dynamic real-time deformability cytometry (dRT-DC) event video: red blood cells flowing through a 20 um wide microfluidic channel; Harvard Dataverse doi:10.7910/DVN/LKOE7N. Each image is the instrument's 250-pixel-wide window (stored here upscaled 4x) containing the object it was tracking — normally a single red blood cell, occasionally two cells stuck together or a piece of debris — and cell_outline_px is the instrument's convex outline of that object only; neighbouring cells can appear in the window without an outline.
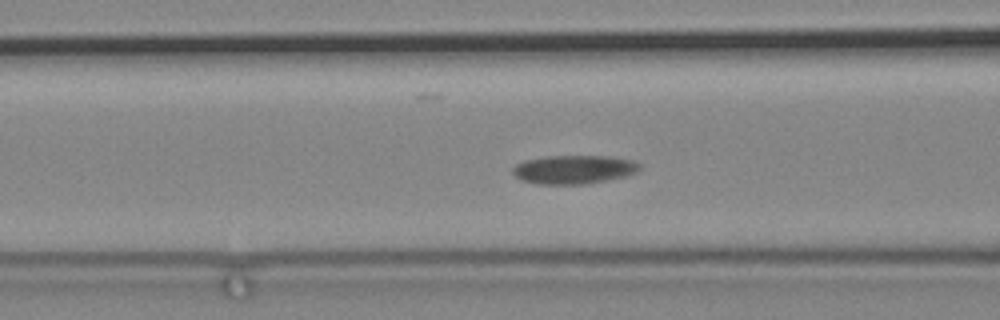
{"species": "common noctule bat (a hibernating species)", "species_latin": "Nyctalus noctula", "temperature_condition": "cold", "stored_images_in_passage": 50, "camera_frame_rate_fps": 3000, "um_per_image_px": 0.085, "animal": {"sex": "male", "body_mass_g": 19.2, "forearm_length_mm": 51.8}, "frame": {"image": 1, "passage_image": 7, "time_ms": 2.0, "image_size_px": [1000, 320], "cell_outline_px": [[640, 168], [636, 172], [624, 176], [608, 180], [584, 184], [536, 184], [520, 180], [512, 172], [512, 168], [516, 164], [524, 160], [544, 156], [608, 156], [632, 160], [640, 164]], "centroid_in_image_um": [48.74, 14.4], "position_along_channel_um": 117.9, "area_um2": 21.27}}
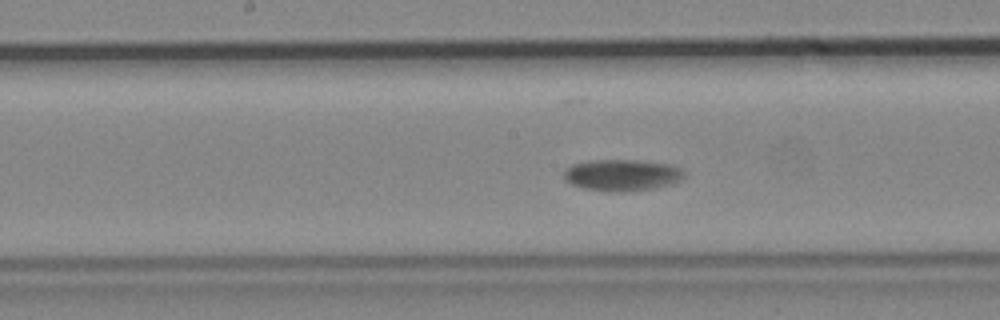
{"frame": {"image": 2, "passage_image": 15, "time_ms": 4.667, "image_size_px": [1000, 320], "cell_outline_px": [[684, 176], [680, 180], [672, 184], [652, 188], [584, 188], [572, 184], [564, 180], [564, 168], [572, 164], [588, 160], [636, 160], [672, 164], [680, 168], [684, 172]], "centroid_in_image_um": [52.87, 14.8], "position_along_channel_um": 195.3, "area_um2": 21.1}}
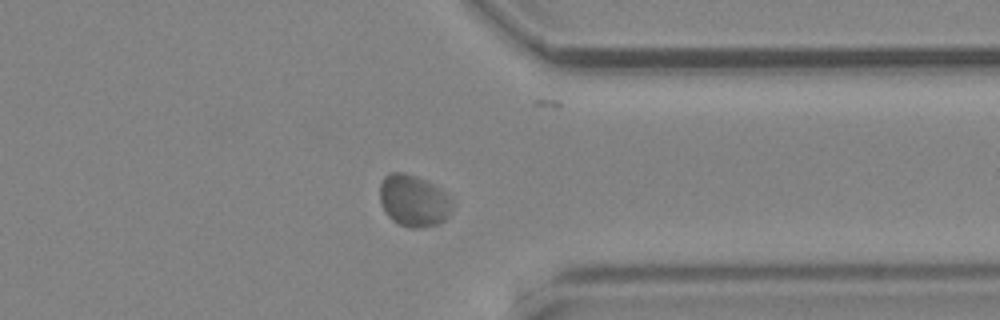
{"frame": {"image": 3, "passage_image": 34, "time_ms": 11.0, "image_size_px": [1000, 320], "cell_outline_px": [[452, 208], [448, 216], [440, 224], [420, 228], [412, 228], [400, 224], [392, 220], [388, 216], [380, 204], [380, 184], [384, 176], [388, 172], [404, 172], [416, 176], [440, 188], [448, 196], [452, 204]], "centroid_in_image_um": [35.13, 17.06], "position_along_channel_um": 376.3, "area_um2": 21.91}}